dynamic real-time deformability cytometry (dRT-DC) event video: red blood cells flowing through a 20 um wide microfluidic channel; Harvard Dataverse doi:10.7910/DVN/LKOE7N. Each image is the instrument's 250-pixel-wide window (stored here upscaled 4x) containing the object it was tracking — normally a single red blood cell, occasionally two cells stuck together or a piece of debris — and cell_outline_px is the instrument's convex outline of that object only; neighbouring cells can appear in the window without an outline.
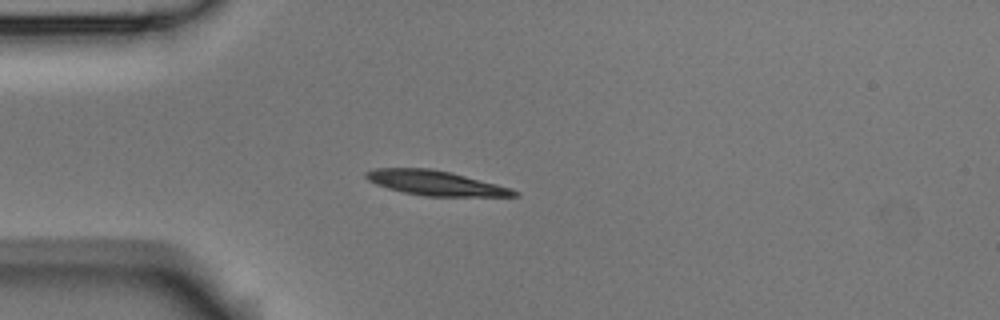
{"species": "Egyptian fruit bat (a non-hibernating species)", "species_latin": "Rousettus aegyptiacus", "temperature_condition": "room temperature", "stored_images_in_passage": 40, "camera_frame_rate_fps": 3000, "um_per_image_px": 0.085, "animal": {"sex": "male"}, "frame": {"image": 1, "passage_image": 1, "time_ms": 0.0, "image_size_px": [1000, 320], "cell_outline_px": [[520, 196], [424, 196], [404, 192], [388, 188], [376, 184], [368, 180], [364, 176], [364, 172], [376, 168], [432, 168], [452, 172], [512, 188], [520, 192]], "centroid_in_image_um": [37.04, 15.55], "position_along_channel_um": 48.0, "area_um2": 21.44}}
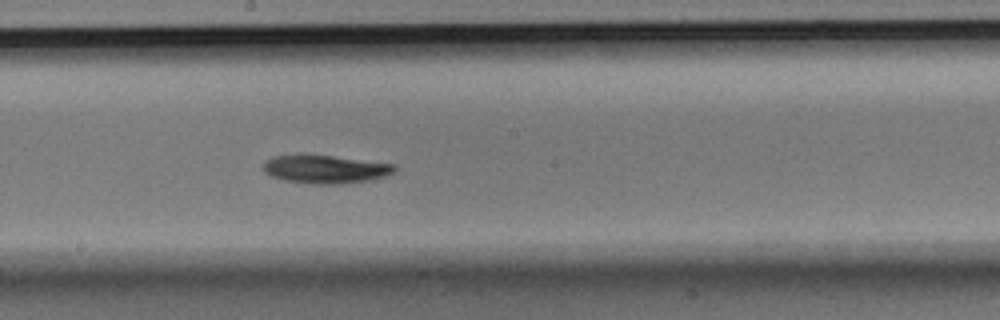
{"frame": {"image": 2, "passage_image": 16, "time_ms": 5.0, "image_size_px": [1000, 320], "cell_outline_px": [[396, 168], [392, 172], [384, 176], [368, 180], [344, 184], [308, 184], [284, 180], [272, 176], [264, 172], [264, 160], [272, 156], [332, 156], [396, 164]], "centroid_in_image_um": [27.65, 14.4], "position_along_channel_um": 220.6, "area_um2": 21.27}}
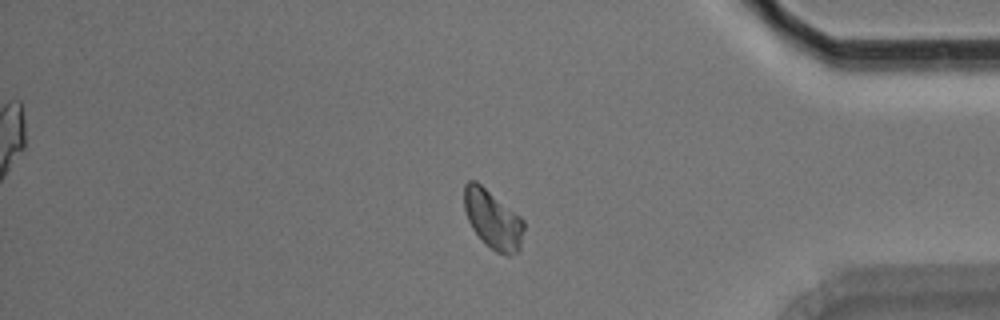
{"frame": {"image": 3, "passage_image": 32, "time_ms": 10.333, "image_size_px": [1000, 320], "cell_outline_px": [[524, 228], [520, 248], [516, 252], [508, 256], [496, 252], [472, 228], [468, 220], [464, 208], [464, 184], [468, 180], [476, 180], [520, 216], [524, 220]], "centroid_in_image_um": [41.89, 18.62], "position_along_channel_um": 393.3, "area_um2": 20.17}, "authors_computed_cell_mechanics": {"area_um2": 20.6057, "velocity_mm_per_s": 3.7246, "shape_relaxation_time_tau1_ms": 2.0875, "shape_relaxation_time_tau2_ms": null, "deformation_change_tau1": 0.1025, "deformation_change_tau2": null}}